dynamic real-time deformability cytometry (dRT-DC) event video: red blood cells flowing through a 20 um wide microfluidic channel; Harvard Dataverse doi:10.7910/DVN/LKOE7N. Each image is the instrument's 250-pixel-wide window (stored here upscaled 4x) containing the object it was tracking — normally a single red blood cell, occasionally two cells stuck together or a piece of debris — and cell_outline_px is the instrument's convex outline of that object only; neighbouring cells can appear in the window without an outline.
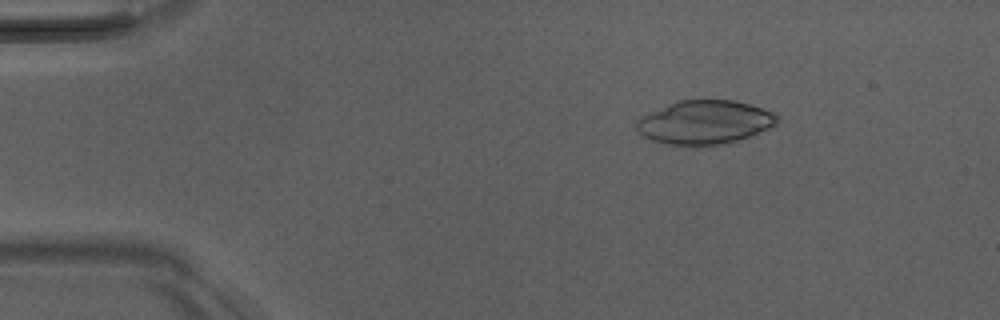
{"species": "Egyptian fruit bat (a non-hibernating species)", "species_latin": "Rousettus aegyptiacus", "temperature_condition": "room temperature", "stored_images_in_passage": 50, "camera_frame_rate_fps": 3000, "um_per_image_px": 0.085, "animal": {"sex": "male"}, "frame": {"image": 1, "passage_image": 8, "time_ms": 2.333, "image_size_px": [1000, 320], "cell_outline_px": [[776, 124], [756, 136], [720, 144], [668, 144], [652, 140], [636, 132], [636, 120], [668, 104], [680, 100], [732, 100], [748, 104], [772, 112], [776, 116]], "centroid_in_image_um": [59.91, 10.39], "position_along_channel_um": 25.1, "area_um2": 35.32}}
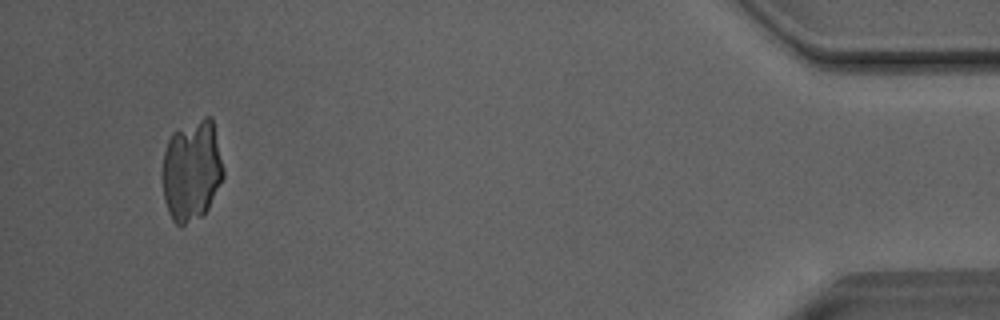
{"frame": {"image": 2, "passage_image": 48, "time_ms": 15.667, "image_size_px": [1000, 320], "cell_outline_px": [[224, 176], [208, 208], [200, 216], [184, 224], [176, 224], [172, 220], [168, 212], [164, 200], [164, 152], [168, 140], [172, 132], [204, 116], [212, 116], [224, 172]], "centroid_in_image_um": [16.31, 14.46], "position_along_channel_um": 418.9, "area_um2": 35.43}}